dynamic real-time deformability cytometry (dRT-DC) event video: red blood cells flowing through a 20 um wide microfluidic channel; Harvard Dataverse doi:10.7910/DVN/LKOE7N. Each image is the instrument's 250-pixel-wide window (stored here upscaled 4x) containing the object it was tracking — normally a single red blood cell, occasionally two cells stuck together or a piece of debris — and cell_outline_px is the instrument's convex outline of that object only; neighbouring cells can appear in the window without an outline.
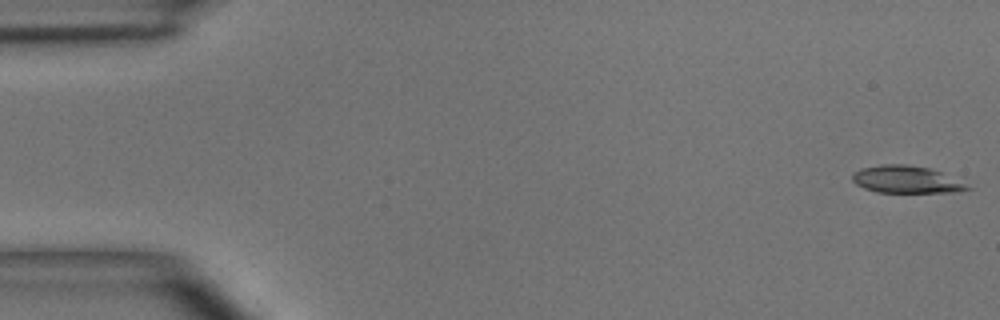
{"species": "common noctule bat (a hibernating species)", "species_latin": "Nyctalus noctula", "temperature_condition": "room temperature", "stored_images_in_passage": 51, "camera_frame_rate_fps": 3000, "um_per_image_px": 0.085, "animal": {"sex": "male", "body_mass_g": 15.6}, "frame": {"image": 1, "passage_image": 1, "time_ms": 0.0, "image_size_px": [1000, 320], "cell_outline_px": [[972, 188], [952, 192], [876, 192], [864, 188], [856, 184], [852, 180], [852, 176], [860, 168], [884, 164], [904, 164], [928, 168], [940, 172]], "centroid_in_image_um": [76.95, 15.26], "position_along_channel_um": 8.0, "area_um2": 17.8}}
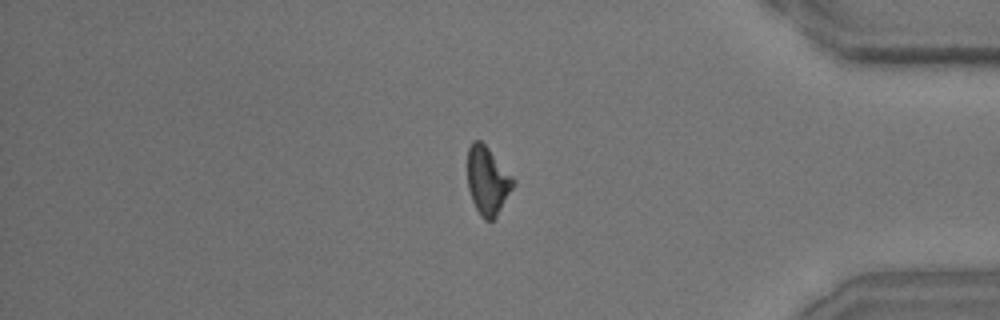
{"frame": {"image": 2, "passage_image": 43, "time_ms": 14.0, "image_size_px": [1000, 320], "cell_outline_px": [[516, 184], [496, 216], [492, 220], [484, 220], [480, 216], [472, 200], [468, 188], [468, 148], [472, 140], [480, 140], [488, 148], [516, 180]], "centroid_in_image_um": [41.45, 15.36], "position_along_channel_um": 393.8, "area_um2": 18.09}}
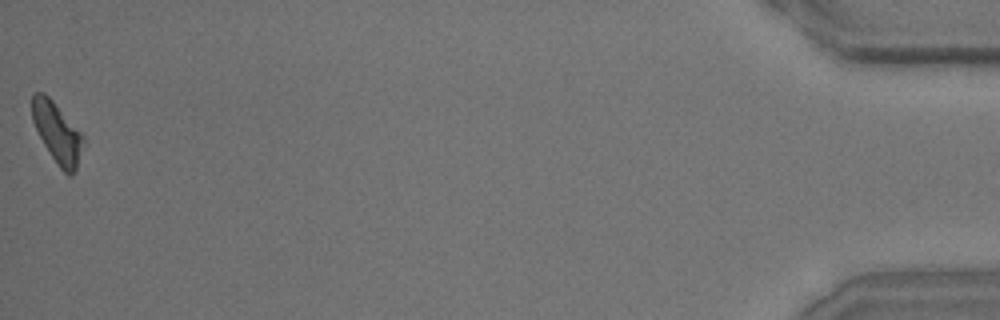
{"frame": {"image": 3, "passage_image": 51, "time_ms": 16.667, "image_size_px": [1000, 320], "cell_outline_px": [[84, 140], [76, 168], [72, 176], [68, 176], [60, 168], [44, 144], [32, 120], [32, 96], [36, 92], [44, 92], [52, 100], [84, 136]], "centroid_in_image_um": [4.86, 11.28], "position_along_channel_um": 430.3, "area_um2": 17.51}, "authors_computed_cell_mechanics": {"area_um2": 18.9006, "velocity_mm_per_s": 3.8933, "shape_relaxation_time_tau1_ms": 5.569, "shape_relaxation_time_tau2_ms": null, "deformation_change_tau1": 0.1645, "deformation_change_tau2": null}}